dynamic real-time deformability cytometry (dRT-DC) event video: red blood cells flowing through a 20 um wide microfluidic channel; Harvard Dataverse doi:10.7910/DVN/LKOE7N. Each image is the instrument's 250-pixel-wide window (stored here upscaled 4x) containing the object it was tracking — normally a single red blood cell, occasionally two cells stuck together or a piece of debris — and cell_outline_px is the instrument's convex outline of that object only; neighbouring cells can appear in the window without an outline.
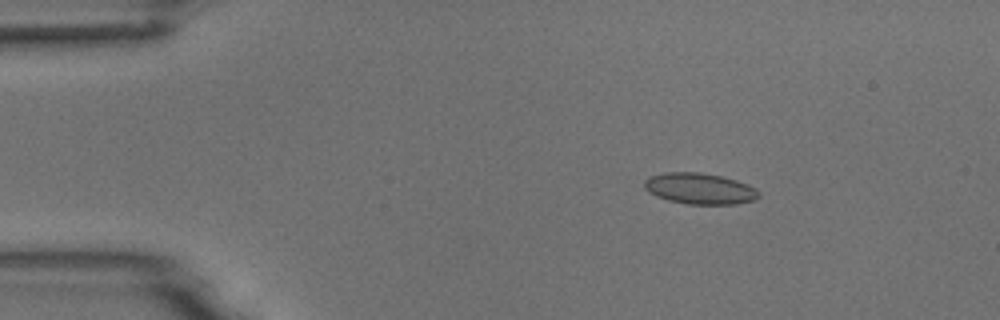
{"species": "common noctule bat (a hibernating species)", "species_latin": "Nyctalus noctula", "temperature_condition": "room temperature", "stored_images_in_passage": 47, "camera_frame_rate_fps": 3000, "um_per_image_px": 0.085, "animal": {"sex": "male", "body_mass_g": 18.8}, "frame": {"image": 1, "passage_image": 1, "time_ms": 0.0, "image_size_px": [1000, 320], "cell_outline_px": [[760, 196], [752, 200], [736, 204], [688, 204], [668, 200], [656, 196], [648, 192], [644, 188], [644, 180], [648, 176], [664, 172], [700, 172], [720, 176], [736, 180], [748, 184], [756, 188], [760, 192]], "centroid_in_image_um": [59.45, 16.02], "position_along_channel_um": 25.6, "area_um2": 20.87}}
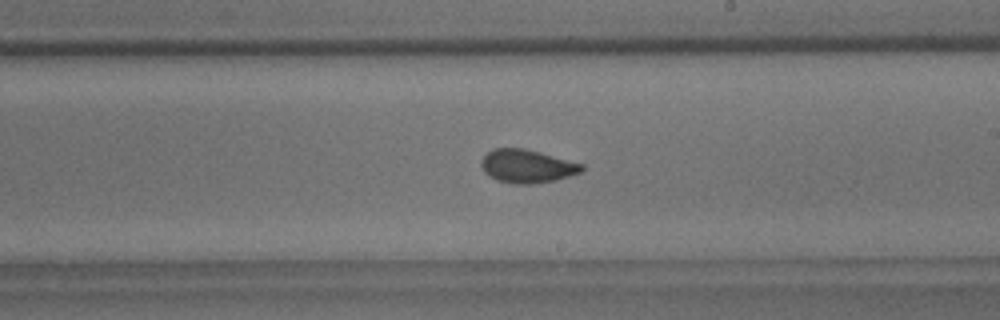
{"frame": {"image": 2, "passage_image": 24, "time_ms": 7.667, "image_size_px": [1000, 320], "cell_outline_px": [[584, 168], [580, 172], [556, 180], [532, 184], [516, 184], [496, 180], [488, 176], [484, 172], [480, 164], [480, 160], [492, 148], [524, 148], [540, 152], [584, 164]], "centroid_in_image_um": [44.77, 14.12], "position_along_channel_um": 244.2, "area_um2": 19.59}}
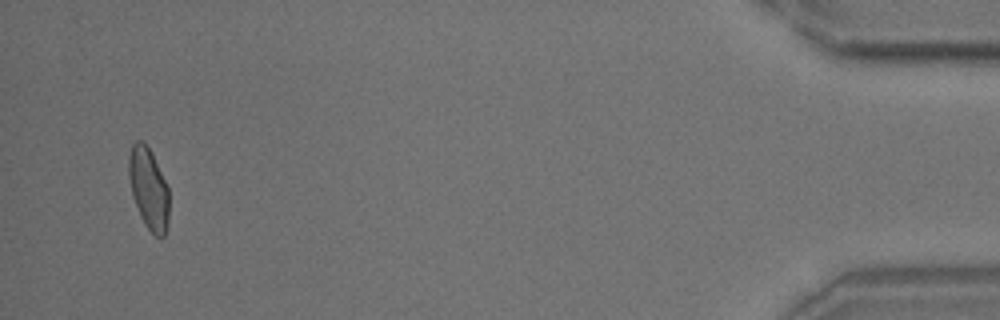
{"frame": {"image": 3, "passage_image": 45, "time_ms": 14.667, "image_size_px": [1000, 320], "cell_outline_px": [[168, 224], [164, 236], [160, 240], [144, 224], [140, 216], [132, 196], [128, 176], [128, 156], [132, 144], [136, 140], [144, 140], [152, 152], [168, 188]], "centroid_in_image_um": [12.61, 16.01], "position_along_channel_um": 422.6, "area_um2": 19.36}, "authors_computed_cell_mechanics": {"area_um2": 19.3052, "velocity_mm_per_s": 3.6977, "shape_relaxation_time_tau1_ms": 4.4073, "shape_relaxation_time_tau2_ms": 0.7984, "deformation_change_tau1": 0.1145, "deformation_change_tau2": 0.0547}}